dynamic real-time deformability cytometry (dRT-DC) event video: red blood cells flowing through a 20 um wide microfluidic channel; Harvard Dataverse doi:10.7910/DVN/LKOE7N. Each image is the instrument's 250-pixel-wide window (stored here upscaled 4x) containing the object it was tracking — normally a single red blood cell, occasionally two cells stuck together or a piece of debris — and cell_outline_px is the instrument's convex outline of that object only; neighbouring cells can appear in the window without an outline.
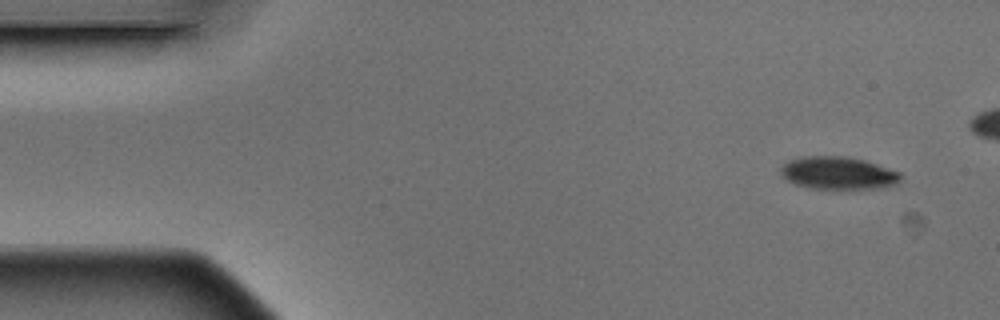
{"species": "Egyptian fruit bat (a non-hibernating species)", "species_latin": "Rousettus aegyptiacus", "temperature_condition": "warm", "stored_images_in_passage": 10, "camera_frame_rate_fps": 3000, "um_per_image_px": 0.085, "animal": {"sex": "male"}, "frame": {"image": 1, "passage_image": 1, "time_ms": 0.0, "image_size_px": [1000, 320], "cell_outline_px": [[904, 176], [900, 180], [892, 184], [872, 188], [812, 188], [796, 184], [788, 180], [780, 172], [780, 168], [788, 160], [804, 156], [848, 156], [864, 160], [900, 172]], "centroid_in_image_um": [71.22, 14.68], "position_along_channel_um": 13.8, "area_um2": 22.43}}
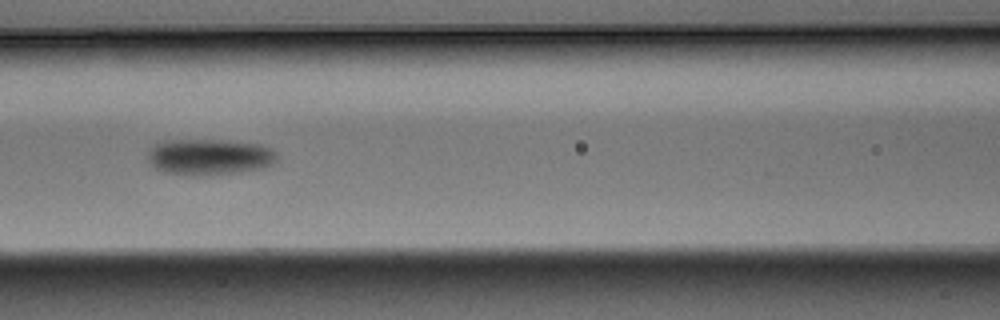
{"frame": {"image": 2, "passage_image": 6, "time_ms": 1.667, "image_size_px": [1000, 320], "cell_outline_px": [[276, 160], [272, 164], [264, 168], [240, 172], [200, 176], [188, 176], [164, 172], [148, 164], [148, 152], [152, 144], [164, 140], [228, 140], [260, 144], [272, 148], [276, 152]], "centroid_in_image_um": [17.77, 13.34], "position_along_channel_um": 148.8, "area_um2": 27.74}}
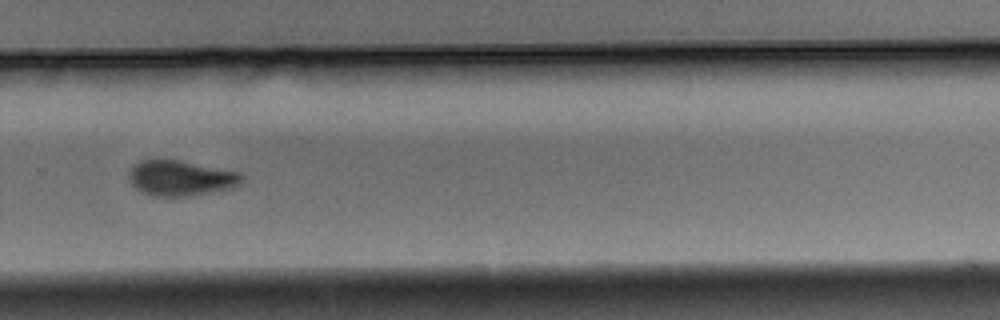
{"frame": {"image": 3, "passage_image": 10, "time_ms": 3.0, "image_size_px": [1000, 320], "cell_outline_px": [[244, 176], [240, 184], [228, 188], [188, 196], [152, 196], [140, 192], [132, 184], [128, 176], [128, 172], [140, 160], [176, 160], [240, 172]], "centroid_in_image_um": [15.33, 15.14], "position_along_channel_um": 314.5, "area_um2": 22.89}}